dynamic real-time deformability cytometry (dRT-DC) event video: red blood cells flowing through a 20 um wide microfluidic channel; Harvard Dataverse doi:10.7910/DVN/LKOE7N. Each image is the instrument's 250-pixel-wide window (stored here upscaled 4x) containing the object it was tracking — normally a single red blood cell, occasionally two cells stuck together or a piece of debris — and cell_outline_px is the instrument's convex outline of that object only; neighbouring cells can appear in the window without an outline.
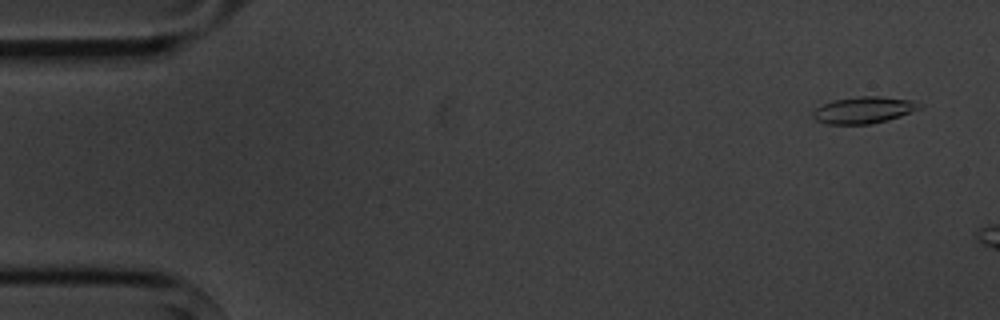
{"species": "common noctule bat (a hibernating species)", "species_latin": "Nyctalus noctula", "temperature_condition": "cold", "stored_images_in_passage": 4, "camera_frame_rate_fps": 3000, "um_per_image_px": 0.085, "animal": {"sex": "male", "body_mass_g": 20.1, "forearm_length_mm": 53.5}, "frame": {"image": 1, "passage_image": 1, "time_ms": 0.0, "image_size_px": [1000, 320], "cell_outline_px": [[924, 108], [888, 120], [872, 124], [828, 124], [816, 120], [812, 116], [812, 112], [816, 108], [824, 104], [836, 100], [860, 96], [880, 96], [916, 100], [924, 104]], "centroid_in_image_um": [73.51, 9.35], "position_along_channel_um": 11.5, "area_um2": 16.76}}